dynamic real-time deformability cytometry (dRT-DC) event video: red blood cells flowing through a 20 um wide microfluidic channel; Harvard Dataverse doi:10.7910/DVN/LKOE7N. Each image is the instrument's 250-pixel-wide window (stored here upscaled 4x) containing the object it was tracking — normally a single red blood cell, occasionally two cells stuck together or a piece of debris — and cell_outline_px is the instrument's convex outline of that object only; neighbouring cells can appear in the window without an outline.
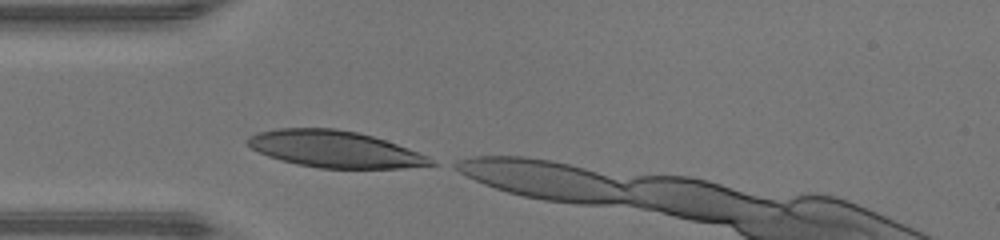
{"species": "human", "species_latin": "Homo sapiens", "temperature_condition": "warm", "stored_images_in_passage": 4, "camera_frame_rate_fps": 3000, "um_per_image_px": 0.085, "donor": {"sex": "male"}, "frame": {"image": 1, "passage_image": 1, "time_ms": 0.0, "image_size_px": [1000, 240], "cell_outline_px": [[440, 164], [404, 168], [320, 168], [296, 164], [280, 160], [268, 156], [252, 148], [244, 140], [256, 132], [276, 128], [336, 128], [356, 132], [372, 136], [396, 144], [428, 156]], "centroid_in_image_um": [28.44, 12.67], "position_along_channel_um": 56.6, "area_um2": 39.07}}